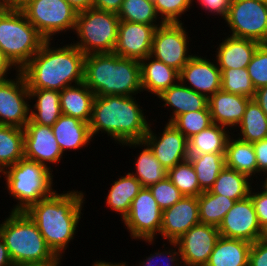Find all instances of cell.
<instances>
[{
  "label": "cell",
  "instance_id": "5",
  "mask_svg": "<svg viewBox=\"0 0 267 266\" xmlns=\"http://www.w3.org/2000/svg\"><path fill=\"white\" fill-rule=\"evenodd\" d=\"M0 224V236L13 264L61 263L25 211H11Z\"/></svg>",
  "mask_w": 267,
  "mask_h": 266
},
{
  "label": "cell",
  "instance_id": "41",
  "mask_svg": "<svg viewBox=\"0 0 267 266\" xmlns=\"http://www.w3.org/2000/svg\"><path fill=\"white\" fill-rule=\"evenodd\" d=\"M187 139L213 124L209 107L177 116L171 122Z\"/></svg>",
  "mask_w": 267,
  "mask_h": 266
},
{
  "label": "cell",
  "instance_id": "42",
  "mask_svg": "<svg viewBox=\"0 0 267 266\" xmlns=\"http://www.w3.org/2000/svg\"><path fill=\"white\" fill-rule=\"evenodd\" d=\"M192 2L193 0H153L156 12L164 23H182L181 16L190 10Z\"/></svg>",
  "mask_w": 267,
  "mask_h": 266
},
{
  "label": "cell",
  "instance_id": "52",
  "mask_svg": "<svg viewBox=\"0 0 267 266\" xmlns=\"http://www.w3.org/2000/svg\"><path fill=\"white\" fill-rule=\"evenodd\" d=\"M253 99L261 107L267 116V86L260 87L255 91Z\"/></svg>",
  "mask_w": 267,
  "mask_h": 266
},
{
  "label": "cell",
  "instance_id": "40",
  "mask_svg": "<svg viewBox=\"0 0 267 266\" xmlns=\"http://www.w3.org/2000/svg\"><path fill=\"white\" fill-rule=\"evenodd\" d=\"M221 70V90L253 99L254 88L247 68Z\"/></svg>",
  "mask_w": 267,
  "mask_h": 266
},
{
  "label": "cell",
  "instance_id": "21",
  "mask_svg": "<svg viewBox=\"0 0 267 266\" xmlns=\"http://www.w3.org/2000/svg\"><path fill=\"white\" fill-rule=\"evenodd\" d=\"M249 97L228 93L222 90L208 98V107L214 124L237 129L242 120Z\"/></svg>",
  "mask_w": 267,
  "mask_h": 266
},
{
  "label": "cell",
  "instance_id": "30",
  "mask_svg": "<svg viewBox=\"0 0 267 266\" xmlns=\"http://www.w3.org/2000/svg\"><path fill=\"white\" fill-rule=\"evenodd\" d=\"M225 167L257 179V162L252 143L229 136L225 149Z\"/></svg>",
  "mask_w": 267,
  "mask_h": 266
},
{
  "label": "cell",
  "instance_id": "44",
  "mask_svg": "<svg viewBox=\"0 0 267 266\" xmlns=\"http://www.w3.org/2000/svg\"><path fill=\"white\" fill-rule=\"evenodd\" d=\"M148 188L162 211L185 197L168 178L150 185Z\"/></svg>",
  "mask_w": 267,
  "mask_h": 266
},
{
  "label": "cell",
  "instance_id": "51",
  "mask_svg": "<svg viewBox=\"0 0 267 266\" xmlns=\"http://www.w3.org/2000/svg\"><path fill=\"white\" fill-rule=\"evenodd\" d=\"M15 69L16 71H19L5 56L4 52L0 48V81L8 78V71L11 69Z\"/></svg>",
  "mask_w": 267,
  "mask_h": 266
},
{
  "label": "cell",
  "instance_id": "57",
  "mask_svg": "<svg viewBox=\"0 0 267 266\" xmlns=\"http://www.w3.org/2000/svg\"><path fill=\"white\" fill-rule=\"evenodd\" d=\"M60 263H44V264H34V263H29V264H14L13 266H60Z\"/></svg>",
  "mask_w": 267,
  "mask_h": 266
},
{
  "label": "cell",
  "instance_id": "7",
  "mask_svg": "<svg viewBox=\"0 0 267 266\" xmlns=\"http://www.w3.org/2000/svg\"><path fill=\"white\" fill-rule=\"evenodd\" d=\"M44 41L21 9H0V48L19 71Z\"/></svg>",
  "mask_w": 267,
  "mask_h": 266
},
{
  "label": "cell",
  "instance_id": "28",
  "mask_svg": "<svg viewBox=\"0 0 267 266\" xmlns=\"http://www.w3.org/2000/svg\"><path fill=\"white\" fill-rule=\"evenodd\" d=\"M30 102L35 104L30 107V120L40 125L53 126L62 115L60 106V91L50 89H29ZM34 107V109H33Z\"/></svg>",
  "mask_w": 267,
  "mask_h": 266
},
{
  "label": "cell",
  "instance_id": "4",
  "mask_svg": "<svg viewBox=\"0 0 267 266\" xmlns=\"http://www.w3.org/2000/svg\"><path fill=\"white\" fill-rule=\"evenodd\" d=\"M96 96L142 92L140 62L114 52L85 55L84 81Z\"/></svg>",
  "mask_w": 267,
  "mask_h": 266
},
{
  "label": "cell",
  "instance_id": "23",
  "mask_svg": "<svg viewBox=\"0 0 267 266\" xmlns=\"http://www.w3.org/2000/svg\"><path fill=\"white\" fill-rule=\"evenodd\" d=\"M140 62L142 92L148 91L159 96L179 81V72L165 63L148 55Z\"/></svg>",
  "mask_w": 267,
  "mask_h": 266
},
{
  "label": "cell",
  "instance_id": "35",
  "mask_svg": "<svg viewBox=\"0 0 267 266\" xmlns=\"http://www.w3.org/2000/svg\"><path fill=\"white\" fill-rule=\"evenodd\" d=\"M237 127L240 130L237 138L240 140L254 143L267 138V116L254 99L248 102Z\"/></svg>",
  "mask_w": 267,
  "mask_h": 266
},
{
  "label": "cell",
  "instance_id": "39",
  "mask_svg": "<svg viewBox=\"0 0 267 266\" xmlns=\"http://www.w3.org/2000/svg\"><path fill=\"white\" fill-rule=\"evenodd\" d=\"M167 178L185 197H198L203 192L199 186L195 169L189 159L168 169Z\"/></svg>",
  "mask_w": 267,
  "mask_h": 266
},
{
  "label": "cell",
  "instance_id": "49",
  "mask_svg": "<svg viewBox=\"0 0 267 266\" xmlns=\"http://www.w3.org/2000/svg\"><path fill=\"white\" fill-rule=\"evenodd\" d=\"M254 151H255V157L257 162V174H264L267 175V138L262 139L260 141L252 143ZM263 172V173H261ZM267 181V176L265 177V180Z\"/></svg>",
  "mask_w": 267,
  "mask_h": 266
},
{
  "label": "cell",
  "instance_id": "1",
  "mask_svg": "<svg viewBox=\"0 0 267 266\" xmlns=\"http://www.w3.org/2000/svg\"><path fill=\"white\" fill-rule=\"evenodd\" d=\"M56 192L31 205L25 212L34 221L48 246L62 259L64 250L77 233L86 198L85 193L78 190L63 191L61 194Z\"/></svg>",
  "mask_w": 267,
  "mask_h": 266
},
{
  "label": "cell",
  "instance_id": "16",
  "mask_svg": "<svg viewBox=\"0 0 267 266\" xmlns=\"http://www.w3.org/2000/svg\"><path fill=\"white\" fill-rule=\"evenodd\" d=\"M220 234L218 227L198 223L181 236L176 243L183 266H205Z\"/></svg>",
  "mask_w": 267,
  "mask_h": 266
},
{
  "label": "cell",
  "instance_id": "11",
  "mask_svg": "<svg viewBox=\"0 0 267 266\" xmlns=\"http://www.w3.org/2000/svg\"><path fill=\"white\" fill-rule=\"evenodd\" d=\"M163 211L154 199L151 191L143 187L132 200L129 213L122 220L131 239L143 240L149 245L160 235Z\"/></svg>",
  "mask_w": 267,
  "mask_h": 266
},
{
  "label": "cell",
  "instance_id": "9",
  "mask_svg": "<svg viewBox=\"0 0 267 266\" xmlns=\"http://www.w3.org/2000/svg\"><path fill=\"white\" fill-rule=\"evenodd\" d=\"M21 10L45 40L75 30L78 12L66 0H27Z\"/></svg>",
  "mask_w": 267,
  "mask_h": 266
},
{
  "label": "cell",
  "instance_id": "15",
  "mask_svg": "<svg viewBox=\"0 0 267 266\" xmlns=\"http://www.w3.org/2000/svg\"><path fill=\"white\" fill-rule=\"evenodd\" d=\"M160 134L149 127L144 137L157 160L167 170L188 159V139L172 124L167 122Z\"/></svg>",
  "mask_w": 267,
  "mask_h": 266
},
{
  "label": "cell",
  "instance_id": "47",
  "mask_svg": "<svg viewBox=\"0 0 267 266\" xmlns=\"http://www.w3.org/2000/svg\"><path fill=\"white\" fill-rule=\"evenodd\" d=\"M248 266H267V237L252 243Z\"/></svg>",
  "mask_w": 267,
  "mask_h": 266
},
{
  "label": "cell",
  "instance_id": "56",
  "mask_svg": "<svg viewBox=\"0 0 267 266\" xmlns=\"http://www.w3.org/2000/svg\"><path fill=\"white\" fill-rule=\"evenodd\" d=\"M92 266H128L125 262H121V263H113V262H108V261H101V260H97L96 262H94L92 264Z\"/></svg>",
  "mask_w": 267,
  "mask_h": 266
},
{
  "label": "cell",
  "instance_id": "22",
  "mask_svg": "<svg viewBox=\"0 0 267 266\" xmlns=\"http://www.w3.org/2000/svg\"><path fill=\"white\" fill-rule=\"evenodd\" d=\"M260 43L229 35L216 50V63L219 69L247 68Z\"/></svg>",
  "mask_w": 267,
  "mask_h": 266
},
{
  "label": "cell",
  "instance_id": "14",
  "mask_svg": "<svg viewBox=\"0 0 267 266\" xmlns=\"http://www.w3.org/2000/svg\"><path fill=\"white\" fill-rule=\"evenodd\" d=\"M218 231L220 236L250 243L266 237V232L259 225L250 196L235 202L224 216Z\"/></svg>",
  "mask_w": 267,
  "mask_h": 266
},
{
  "label": "cell",
  "instance_id": "12",
  "mask_svg": "<svg viewBox=\"0 0 267 266\" xmlns=\"http://www.w3.org/2000/svg\"><path fill=\"white\" fill-rule=\"evenodd\" d=\"M183 23H164L156 27L150 55L178 72L194 56L189 55V38Z\"/></svg>",
  "mask_w": 267,
  "mask_h": 266
},
{
  "label": "cell",
  "instance_id": "10",
  "mask_svg": "<svg viewBox=\"0 0 267 266\" xmlns=\"http://www.w3.org/2000/svg\"><path fill=\"white\" fill-rule=\"evenodd\" d=\"M225 22L229 36L267 44V0H232Z\"/></svg>",
  "mask_w": 267,
  "mask_h": 266
},
{
  "label": "cell",
  "instance_id": "19",
  "mask_svg": "<svg viewBox=\"0 0 267 266\" xmlns=\"http://www.w3.org/2000/svg\"><path fill=\"white\" fill-rule=\"evenodd\" d=\"M214 61L194 54L179 72V81L209 98L221 90V70Z\"/></svg>",
  "mask_w": 267,
  "mask_h": 266
},
{
  "label": "cell",
  "instance_id": "17",
  "mask_svg": "<svg viewBox=\"0 0 267 266\" xmlns=\"http://www.w3.org/2000/svg\"><path fill=\"white\" fill-rule=\"evenodd\" d=\"M24 130V158L48 166L58 164L63 152L56 141L51 126L27 122Z\"/></svg>",
  "mask_w": 267,
  "mask_h": 266
},
{
  "label": "cell",
  "instance_id": "31",
  "mask_svg": "<svg viewBox=\"0 0 267 266\" xmlns=\"http://www.w3.org/2000/svg\"><path fill=\"white\" fill-rule=\"evenodd\" d=\"M142 188L140 182L130 172L125 176H120L108 191L107 207L121 215V220H123L130 211L132 200Z\"/></svg>",
  "mask_w": 267,
  "mask_h": 266
},
{
  "label": "cell",
  "instance_id": "50",
  "mask_svg": "<svg viewBox=\"0 0 267 266\" xmlns=\"http://www.w3.org/2000/svg\"><path fill=\"white\" fill-rule=\"evenodd\" d=\"M123 0H92V8L118 14Z\"/></svg>",
  "mask_w": 267,
  "mask_h": 266
},
{
  "label": "cell",
  "instance_id": "29",
  "mask_svg": "<svg viewBox=\"0 0 267 266\" xmlns=\"http://www.w3.org/2000/svg\"><path fill=\"white\" fill-rule=\"evenodd\" d=\"M122 145L130 146L134 148L139 147L141 150L139 155L135 157L136 172L132 171V175L140 182L142 187H149L167 178L168 170L161 165V163L155 157L150 147L143 141L140 142H126ZM137 158V159H136Z\"/></svg>",
  "mask_w": 267,
  "mask_h": 266
},
{
  "label": "cell",
  "instance_id": "43",
  "mask_svg": "<svg viewBox=\"0 0 267 266\" xmlns=\"http://www.w3.org/2000/svg\"><path fill=\"white\" fill-rule=\"evenodd\" d=\"M254 88L267 86V44H260L247 66Z\"/></svg>",
  "mask_w": 267,
  "mask_h": 266
},
{
  "label": "cell",
  "instance_id": "3",
  "mask_svg": "<svg viewBox=\"0 0 267 266\" xmlns=\"http://www.w3.org/2000/svg\"><path fill=\"white\" fill-rule=\"evenodd\" d=\"M133 96H95L89 128L92 138L107 133L118 144L144 140L151 124Z\"/></svg>",
  "mask_w": 267,
  "mask_h": 266
},
{
  "label": "cell",
  "instance_id": "36",
  "mask_svg": "<svg viewBox=\"0 0 267 266\" xmlns=\"http://www.w3.org/2000/svg\"><path fill=\"white\" fill-rule=\"evenodd\" d=\"M200 223L219 227L226 213L234 206L236 200L203 191L198 197Z\"/></svg>",
  "mask_w": 267,
  "mask_h": 266
},
{
  "label": "cell",
  "instance_id": "20",
  "mask_svg": "<svg viewBox=\"0 0 267 266\" xmlns=\"http://www.w3.org/2000/svg\"><path fill=\"white\" fill-rule=\"evenodd\" d=\"M198 223L200 220L197 197H183L173 206L163 210L160 234L163 240L176 242Z\"/></svg>",
  "mask_w": 267,
  "mask_h": 266
},
{
  "label": "cell",
  "instance_id": "18",
  "mask_svg": "<svg viewBox=\"0 0 267 266\" xmlns=\"http://www.w3.org/2000/svg\"><path fill=\"white\" fill-rule=\"evenodd\" d=\"M155 29L153 25L120 20L114 53L138 61L145 59L151 53Z\"/></svg>",
  "mask_w": 267,
  "mask_h": 266
},
{
  "label": "cell",
  "instance_id": "46",
  "mask_svg": "<svg viewBox=\"0 0 267 266\" xmlns=\"http://www.w3.org/2000/svg\"><path fill=\"white\" fill-rule=\"evenodd\" d=\"M262 184V191L255 192L254 189L253 192L251 188L249 196L253 202L259 225L267 232V182L263 181Z\"/></svg>",
  "mask_w": 267,
  "mask_h": 266
},
{
  "label": "cell",
  "instance_id": "32",
  "mask_svg": "<svg viewBox=\"0 0 267 266\" xmlns=\"http://www.w3.org/2000/svg\"><path fill=\"white\" fill-rule=\"evenodd\" d=\"M230 134L235 136L228 128L213 123L188 139V154L225 153Z\"/></svg>",
  "mask_w": 267,
  "mask_h": 266
},
{
  "label": "cell",
  "instance_id": "48",
  "mask_svg": "<svg viewBox=\"0 0 267 266\" xmlns=\"http://www.w3.org/2000/svg\"><path fill=\"white\" fill-rule=\"evenodd\" d=\"M201 9L208 11L214 15H220L224 20L227 17L232 0H197Z\"/></svg>",
  "mask_w": 267,
  "mask_h": 266
},
{
  "label": "cell",
  "instance_id": "37",
  "mask_svg": "<svg viewBox=\"0 0 267 266\" xmlns=\"http://www.w3.org/2000/svg\"><path fill=\"white\" fill-rule=\"evenodd\" d=\"M197 174V180L203 191H208L213 186L219 173L225 168V153H205L189 155Z\"/></svg>",
  "mask_w": 267,
  "mask_h": 266
},
{
  "label": "cell",
  "instance_id": "33",
  "mask_svg": "<svg viewBox=\"0 0 267 266\" xmlns=\"http://www.w3.org/2000/svg\"><path fill=\"white\" fill-rule=\"evenodd\" d=\"M250 181L248 175L225 167L209 191L238 201L249 196L252 188Z\"/></svg>",
  "mask_w": 267,
  "mask_h": 266
},
{
  "label": "cell",
  "instance_id": "45",
  "mask_svg": "<svg viewBox=\"0 0 267 266\" xmlns=\"http://www.w3.org/2000/svg\"><path fill=\"white\" fill-rule=\"evenodd\" d=\"M167 243H170L172 248H174L175 250L171 248L169 250L167 249V251L163 249L164 251L161 252L159 250L158 251L156 250L154 254H150V256L146 257V259H144L143 261H139L140 262L139 266H161L162 263H163L162 266H182L181 265L182 260L178 244L176 242H167ZM159 259H161V261H158ZM163 261H165V263Z\"/></svg>",
  "mask_w": 267,
  "mask_h": 266
},
{
  "label": "cell",
  "instance_id": "55",
  "mask_svg": "<svg viewBox=\"0 0 267 266\" xmlns=\"http://www.w3.org/2000/svg\"><path fill=\"white\" fill-rule=\"evenodd\" d=\"M77 12L92 8V0H66Z\"/></svg>",
  "mask_w": 267,
  "mask_h": 266
},
{
  "label": "cell",
  "instance_id": "25",
  "mask_svg": "<svg viewBox=\"0 0 267 266\" xmlns=\"http://www.w3.org/2000/svg\"><path fill=\"white\" fill-rule=\"evenodd\" d=\"M52 130L63 154L68 149L80 150L92 141L89 123L72 116L62 114L53 124Z\"/></svg>",
  "mask_w": 267,
  "mask_h": 266
},
{
  "label": "cell",
  "instance_id": "26",
  "mask_svg": "<svg viewBox=\"0 0 267 266\" xmlns=\"http://www.w3.org/2000/svg\"><path fill=\"white\" fill-rule=\"evenodd\" d=\"M95 96L84 82L65 87L60 91L62 114L89 123Z\"/></svg>",
  "mask_w": 267,
  "mask_h": 266
},
{
  "label": "cell",
  "instance_id": "24",
  "mask_svg": "<svg viewBox=\"0 0 267 266\" xmlns=\"http://www.w3.org/2000/svg\"><path fill=\"white\" fill-rule=\"evenodd\" d=\"M157 97L164 102L162 106H168L172 109V114L168 119L169 123L183 113L204 110L208 106V98L205 95L195 92L180 81Z\"/></svg>",
  "mask_w": 267,
  "mask_h": 266
},
{
  "label": "cell",
  "instance_id": "54",
  "mask_svg": "<svg viewBox=\"0 0 267 266\" xmlns=\"http://www.w3.org/2000/svg\"><path fill=\"white\" fill-rule=\"evenodd\" d=\"M27 0H0V9H21Z\"/></svg>",
  "mask_w": 267,
  "mask_h": 266
},
{
  "label": "cell",
  "instance_id": "27",
  "mask_svg": "<svg viewBox=\"0 0 267 266\" xmlns=\"http://www.w3.org/2000/svg\"><path fill=\"white\" fill-rule=\"evenodd\" d=\"M252 243L219 236L205 266H248Z\"/></svg>",
  "mask_w": 267,
  "mask_h": 266
},
{
  "label": "cell",
  "instance_id": "13",
  "mask_svg": "<svg viewBox=\"0 0 267 266\" xmlns=\"http://www.w3.org/2000/svg\"><path fill=\"white\" fill-rule=\"evenodd\" d=\"M16 74L0 81V125L24 129L30 120L29 89L21 71Z\"/></svg>",
  "mask_w": 267,
  "mask_h": 266
},
{
  "label": "cell",
  "instance_id": "34",
  "mask_svg": "<svg viewBox=\"0 0 267 266\" xmlns=\"http://www.w3.org/2000/svg\"><path fill=\"white\" fill-rule=\"evenodd\" d=\"M24 158V130L0 125V173Z\"/></svg>",
  "mask_w": 267,
  "mask_h": 266
},
{
  "label": "cell",
  "instance_id": "6",
  "mask_svg": "<svg viewBox=\"0 0 267 266\" xmlns=\"http://www.w3.org/2000/svg\"><path fill=\"white\" fill-rule=\"evenodd\" d=\"M53 170L35 161L23 158L7 167L5 176L9 195L18 202L11 211H26L31 205L50 197L53 190Z\"/></svg>",
  "mask_w": 267,
  "mask_h": 266
},
{
  "label": "cell",
  "instance_id": "38",
  "mask_svg": "<svg viewBox=\"0 0 267 266\" xmlns=\"http://www.w3.org/2000/svg\"><path fill=\"white\" fill-rule=\"evenodd\" d=\"M117 15L122 21L153 25L155 28L164 24L159 21L161 18L156 12L153 0H123Z\"/></svg>",
  "mask_w": 267,
  "mask_h": 266
},
{
  "label": "cell",
  "instance_id": "53",
  "mask_svg": "<svg viewBox=\"0 0 267 266\" xmlns=\"http://www.w3.org/2000/svg\"><path fill=\"white\" fill-rule=\"evenodd\" d=\"M13 262L9 255L8 249L4 240L0 236V266H13Z\"/></svg>",
  "mask_w": 267,
  "mask_h": 266
},
{
  "label": "cell",
  "instance_id": "8",
  "mask_svg": "<svg viewBox=\"0 0 267 266\" xmlns=\"http://www.w3.org/2000/svg\"><path fill=\"white\" fill-rule=\"evenodd\" d=\"M119 21L116 13L95 8L78 12L74 30L78 41L73 44L85 55L114 52Z\"/></svg>",
  "mask_w": 267,
  "mask_h": 266
},
{
  "label": "cell",
  "instance_id": "2",
  "mask_svg": "<svg viewBox=\"0 0 267 266\" xmlns=\"http://www.w3.org/2000/svg\"><path fill=\"white\" fill-rule=\"evenodd\" d=\"M51 43V40H45L20 70L28 89L62 91L72 83L76 85L84 81L85 54L72 42L62 47H52Z\"/></svg>",
  "mask_w": 267,
  "mask_h": 266
}]
</instances>
